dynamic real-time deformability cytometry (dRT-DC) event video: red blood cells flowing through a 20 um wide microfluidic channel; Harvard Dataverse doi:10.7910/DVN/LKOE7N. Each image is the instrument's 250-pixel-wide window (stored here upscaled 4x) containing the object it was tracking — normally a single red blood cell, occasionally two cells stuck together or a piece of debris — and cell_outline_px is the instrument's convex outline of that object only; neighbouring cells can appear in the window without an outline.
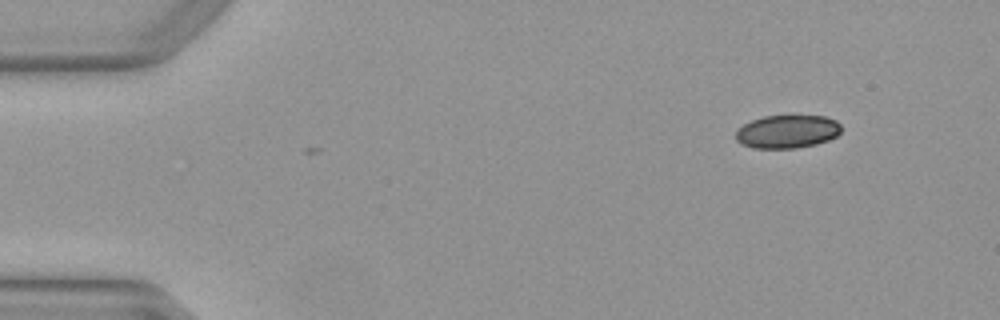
{"species": "Egyptian fruit bat (a non-hibernating species)", "species_latin": "Rousettus aegyptiacus", "temperature_condition": "warm", "stored_images_in_passage": 3, "camera_frame_rate_fps": 3000, "um_per_image_px": 0.085, "animal": {"sex": "female"}, "frame": {"image": 1, "passage_image": 1, "time_ms": 0.0, "image_size_px": [1000, 320], "cell_outline_px": [[840, 132], [836, 136], [828, 140], [816, 144], [796, 148], [752, 148], [740, 144], [736, 140], [736, 132], [744, 124], [752, 120], [764, 116], [788, 112], [792, 112], [824, 116], [836, 120], [840, 124]], "centroid_in_image_um": [66.93, 11.13], "position_along_channel_um": 18.1, "area_um2": 21.27}}